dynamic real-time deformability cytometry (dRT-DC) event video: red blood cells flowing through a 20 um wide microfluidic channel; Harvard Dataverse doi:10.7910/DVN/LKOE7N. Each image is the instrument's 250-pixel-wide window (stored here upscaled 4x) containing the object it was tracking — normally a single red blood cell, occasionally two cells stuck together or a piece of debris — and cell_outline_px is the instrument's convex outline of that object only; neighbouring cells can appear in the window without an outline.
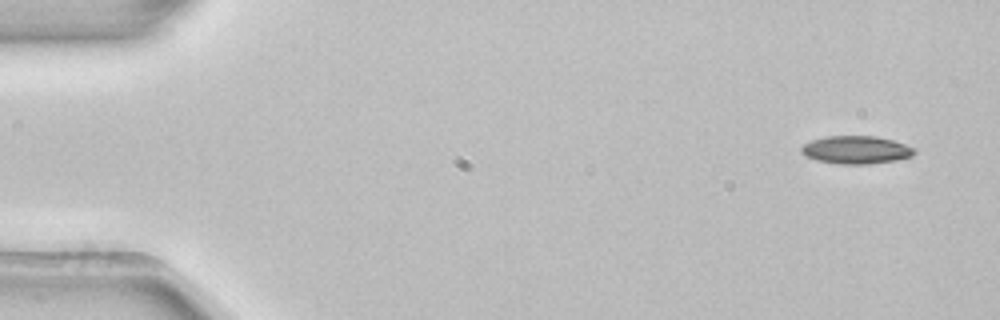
{"species": "common noctule bat (a hibernating species)", "species_latin": "Nyctalus noctula", "temperature_condition": "room temperature", "stored_images_in_passage": 3, "camera_frame_rate_fps": 3000, "um_per_image_px": 0.085, "animal": {"sex": "female", "body_mass_g": 22.7, "forearm_length_mm": 54.2}, "frame": {"image": 1, "passage_image": 1, "time_ms": 0.0, "image_size_px": [1000, 320], "cell_outline_px": [[916, 152], [912, 156], [896, 160], [868, 164], [840, 164], [816, 160], [800, 152], [800, 148], [804, 144], [812, 140], [828, 136], [876, 136], [892, 140], [916, 148]], "centroid_in_image_um": [72.79, 12.74], "position_along_channel_um": 12.2, "area_um2": 18.32}}